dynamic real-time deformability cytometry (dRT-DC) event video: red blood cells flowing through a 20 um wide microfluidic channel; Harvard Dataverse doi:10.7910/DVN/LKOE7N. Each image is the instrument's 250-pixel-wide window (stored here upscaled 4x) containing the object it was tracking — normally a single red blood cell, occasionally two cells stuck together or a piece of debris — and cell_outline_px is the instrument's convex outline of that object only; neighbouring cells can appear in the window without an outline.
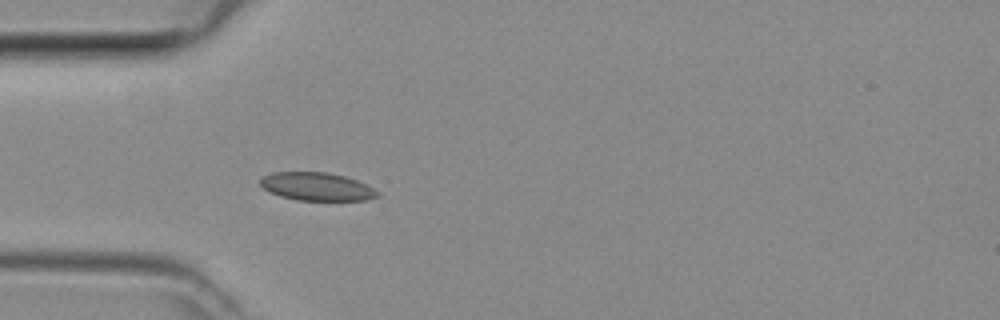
{"species": "common noctule bat (a hibernating species)", "species_latin": "Nyctalus noctula", "temperature_condition": "room temperature", "stored_images_in_passage": 2, "camera_frame_rate_fps": 3000, "um_per_image_px": 0.085, "animal": {"sex": "female", "body_mass_g": 29.2, "forearm_length_mm": 56.3}, "frame": {"image": 1, "passage_image": 2, "time_ms": 0.333, "image_size_px": [1000, 320], "cell_outline_px": [[380, 196], [368, 200], [296, 200], [280, 196], [268, 192], [260, 184], [260, 180], [264, 176], [272, 172], [328, 172], [344, 176], [356, 180], [380, 192]], "centroid_in_image_um": [26.92, 15.86], "position_along_channel_um": 58.1, "area_um2": 19.19}}